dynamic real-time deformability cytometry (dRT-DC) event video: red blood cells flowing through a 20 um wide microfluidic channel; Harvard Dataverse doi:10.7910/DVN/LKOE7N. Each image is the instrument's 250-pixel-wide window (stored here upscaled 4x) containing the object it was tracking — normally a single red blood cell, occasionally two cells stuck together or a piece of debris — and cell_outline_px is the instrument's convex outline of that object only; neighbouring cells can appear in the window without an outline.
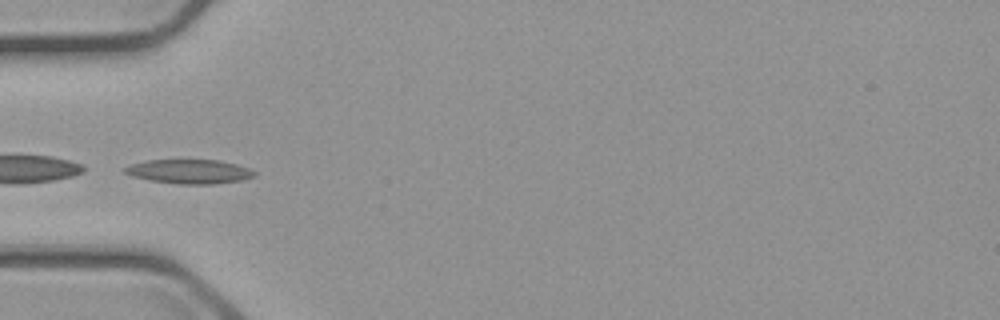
{"species": "common noctule bat (a hibernating species)", "species_latin": "Nyctalus noctula", "temperature_condition": "cold", "stored_images_in_passage": 10, "camera_frame_rate_fps": 3000, "um_per_image_px": 0.085, "animal": {"sex": "male", "body_mass_g": 23.1, "forearm_length_mm": 52.7}, "frame": {"image": 1, "passage_image": 5, "time_ms": 4.667, "image_size_px": [1000, 320], "cell_outline_px": [[256, 176], [240, 180], [212, 184], [180, 184], [152, 180], [132, 176], [124, 172], [124, 168], [132, 164], [148, 160], [220, 160], [236, 164], [248, 168], [256, 172]], "centroid_in_image_um": [16.12, 14.57], "position_along_channel_um": 68.9, "area_um2": 18.03}}
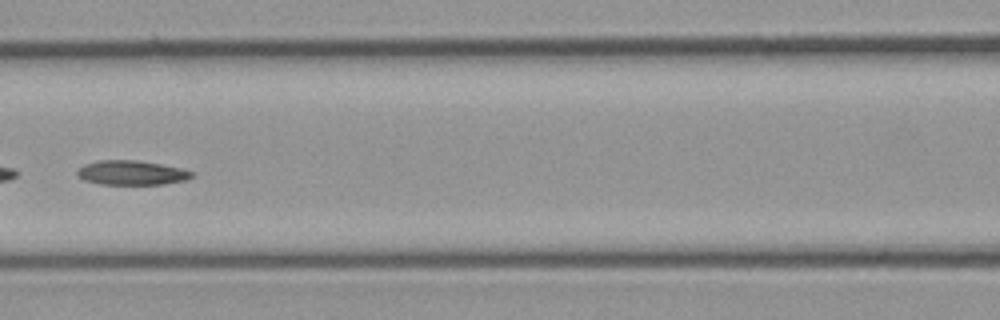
{"frame": {"image": 2, "passage_image": 7, "time_ms": 7.0, "image_size_px": [1000, 320], "cell_outline_px": [[192, 176], [188, 180], [164, 184], [100, 184], [84, 180], [76, 176], [76, 172], [84, 164], [96, 160], [136, 160], [184, 168], [192, 172]], "centroid_in_image_um": [11.17, 14.68], "position_along_channel_um": 155.4, "area_um2": 16.42}}
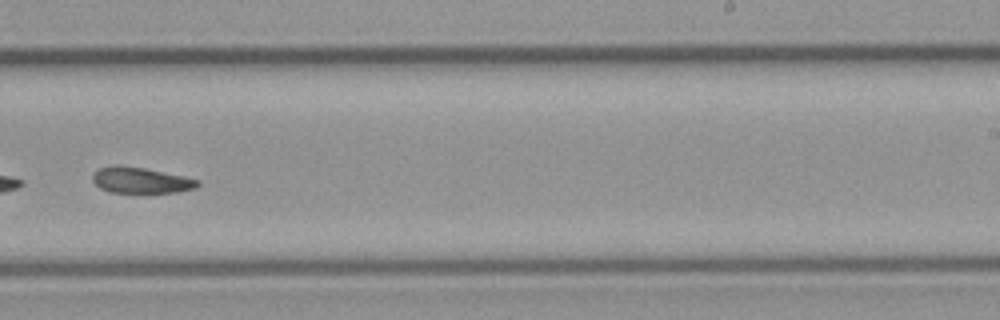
{"frame": {"image": 3, "passage_image": 10, "time_ms": 10.333, "image_size_px": [1000, 320], "cell_outline_px": [[200, 184], [196, 188], [176, 192], [108, 192], [100, 188], [92, 180], [92, 172], [100, 168], [112, 164], [116, 164], [144, 168], [184, 176], [200, 180]], "centroid_in_image_um": [11.94, 15.31], "position_along_channel_um": 277.1, "area_um2": 15.95}}